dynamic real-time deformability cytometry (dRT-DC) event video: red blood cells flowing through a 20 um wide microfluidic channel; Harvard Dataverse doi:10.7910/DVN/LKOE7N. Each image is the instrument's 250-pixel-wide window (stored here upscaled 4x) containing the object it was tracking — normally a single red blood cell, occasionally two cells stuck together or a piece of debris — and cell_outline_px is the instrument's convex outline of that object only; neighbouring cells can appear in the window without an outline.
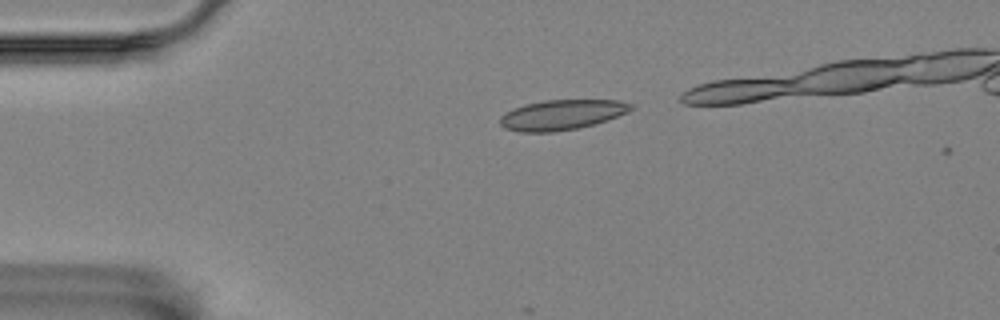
{"species": "Egyptian fruit bat (a non-hibernating species)", "species_latin": "Rousettus aegyptiacus", "temperature_condition": "room temperature", "stored_images_in_passage": 3, "camera_frame_rate_fps": 3000, "um_per_image_px": 0.085, "animal": {"sex": "female"}, "frame": {"image": 1, "passage_image": 1, "time_ms": 0.0, "image_size_px": [1000, 320], "cell_outline_px": [[632, 108], [628, 112], [608, 120], [580, 128], [552, 132], [520, 132], [504, 128], [500, 124], [500, 116], [512, 108], [524, 104], [544, 100], [620, 100], [632, 104]], "centroid_in_image_um": [47.74, 9.76], "position_along_channel_um": 37.3, "area_um2": 23.12}}